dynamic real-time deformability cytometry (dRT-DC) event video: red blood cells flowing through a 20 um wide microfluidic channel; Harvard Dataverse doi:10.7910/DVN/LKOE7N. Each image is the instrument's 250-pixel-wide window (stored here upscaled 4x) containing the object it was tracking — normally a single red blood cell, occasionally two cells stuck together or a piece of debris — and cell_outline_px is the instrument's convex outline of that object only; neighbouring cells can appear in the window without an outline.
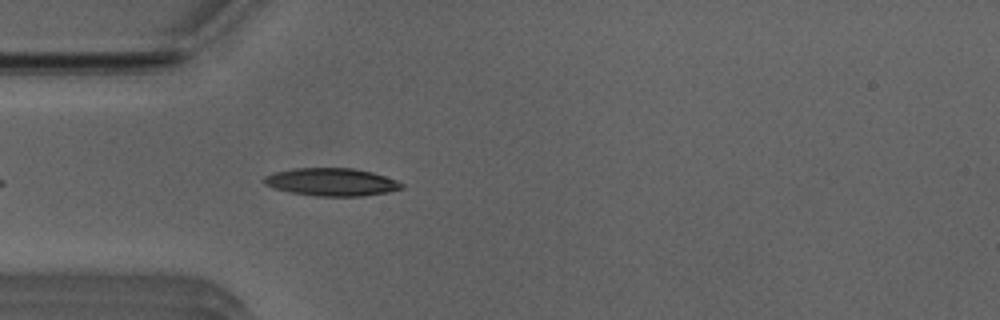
{"species": "Egyptian fruit bat (a non-hibernating species)", "species_latin": "Rousettus aegyptiacus", "temperature_condition": "room temperature", "stored_images_in_passage": 39, "camera_frame_rate_fps": 3000, "um_per_image_px": 0.085, "animal": {"sex": "male"}, "frame": {"image": 1, "passage_image": 4, "time_ms": 1.0, "image_size_px": [1000, 320], "cell_outline_px": [[404, 188], [388, 192], [364, 196], [316, 196], [288, 192], [272, 188], [264, 184], [264, 176], [276, 172], [292, 168], [352, 168], [372, 172], [396, 180], [404, 184]], "centroid_in_image_um": [28.17, 15.48], "position_along_channel_um": 56.8, "area_um2": 22.37}}
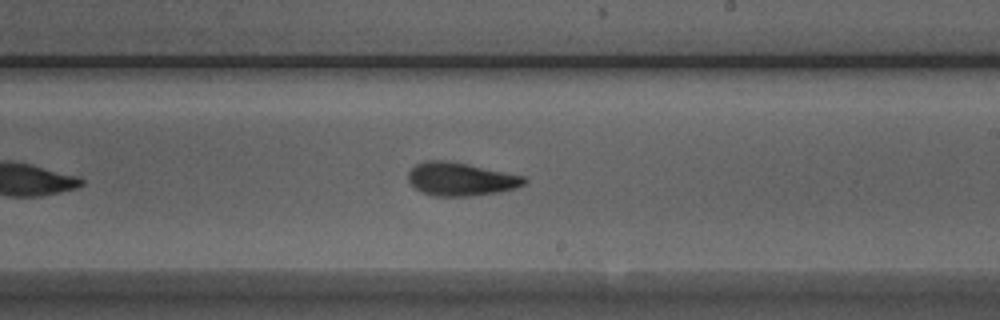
{"frame": {"image": 2, "passage_image": 19, "time_ms": 6.0, "image_size_px": [1000, 320], "cell_outline_px": [[528, 180], [524, 184], [516, 188], [496, 192], [468, 196], [432, 196], [416, 188], [408, 180], [408, 172], [416, 164], [424, 160], [448, 160], [468, 164], [524, 176]], "centroid_in_image_um": [39.15, 15.21], "position_along_channel_um": 249.9, "area_um2": 22.37}}
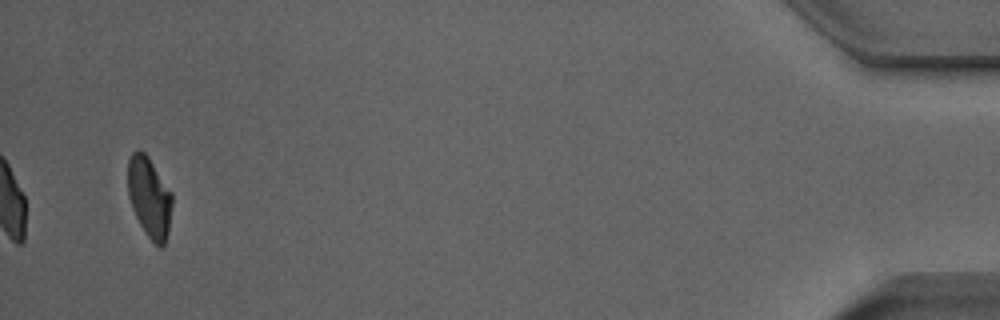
{"frame": {"image": 3, "passage_image": 39, "time_ms": 12.667, "image_size_px": [1000, 320], "cell_outline_px": [[172, 204], [168, 232], [164, 244], [160, 248], [148, 236], [140, 224], [132, 208], [128, 196], [128, 160], [132, 152], [140, 148], [148, 156], [172, 192]], "centroid_in_image_um": [12.69, 16.73], "position_along_channel_um": 422.5, "area_um2": 20.75}, "authors_computed_cell_mechanics": {"area_um2": 22.1374, "velocity_mm_per_s": 3.9243, "shape_relaxation_time_tau1_ms": 3.6507, "shape_relaxation_time_tau2_ms": 2.3689, "deformation_change_tau1": 0.1366, "deformation_change_tau2": 0.0915}}